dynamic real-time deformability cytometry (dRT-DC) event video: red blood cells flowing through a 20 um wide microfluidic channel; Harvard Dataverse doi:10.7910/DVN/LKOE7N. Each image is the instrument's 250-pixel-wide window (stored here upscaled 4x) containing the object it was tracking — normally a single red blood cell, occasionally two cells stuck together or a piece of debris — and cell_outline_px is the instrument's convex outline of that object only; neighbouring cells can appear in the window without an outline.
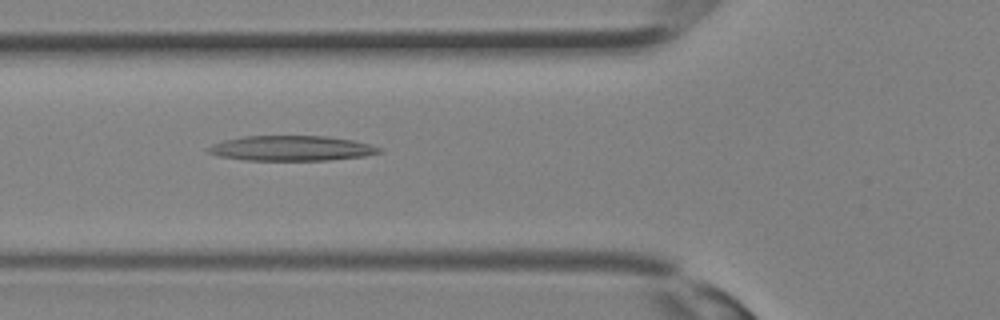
{"species": "Egyptian fruit bat (a non-hibernating species)", "species_latin": "Rousettus aegyptiacus", "temperature_condition": "room temperature", "stored_images_in_passage": 32, "camera_frame_rate_fps": 3000, "um_per_image_px": 0.085, "animal": {"sex": "female"}, "frame": {"image": 1, "passage_image": 12, "time_ms": 3.667, "image_size_px": [1000, 320], "cell_outline_px": [[384, 152], [364, 156], [328, 160], [244, 160], [220, 156], [208, 152], [208, 148], [212, 144], [224, 140], [244, 136], [328, 136], [352, 140], [384, 148]], "centroid_in_image_um": [24.82, 12.6], "position_along_channel_um": 101.0, "area_um2": 24.97}}
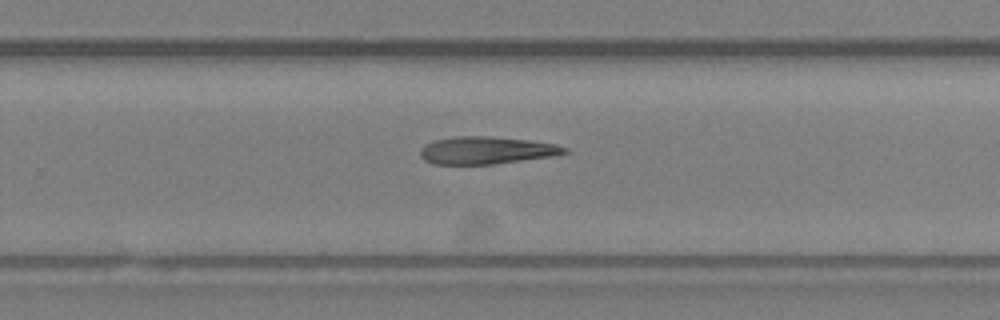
{"frame": {"image": 2, "passage_image": 21, "time_ms": 6.667, "image_size_px": [1000, 320], "cell_outline_px": [[568, 152], [552, 156], [496, 164], [436, 164], [424, 160], [420, 156], [420, 148], [424, 144], [436, 140], [456, 136], [492, 136], [528, 140], [556, 144], [568, 148]], "centroid_in_image_um": [41.33, 12.77], "position_along_channel_um": 288.5, "area_um2": 23.12}}
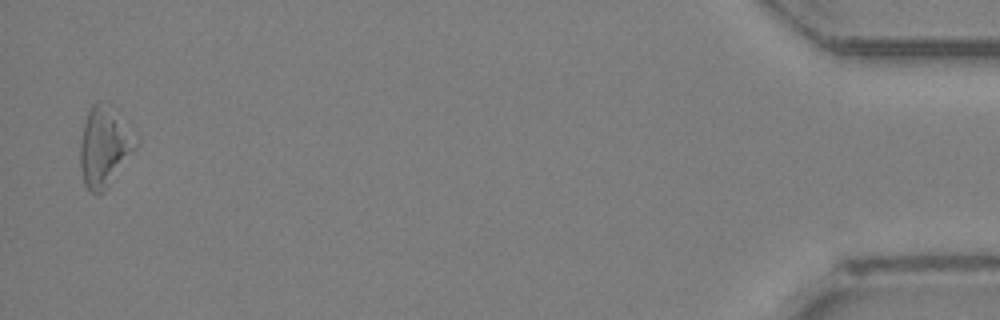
{"frame": {"image": 3, "passage_image": 32, "time_ms": 10.333, "image_size_px": [1000, 320], "cell_outline_px": [[136, 148], [108, 188], [104, 192], [92, 192], [84, 184], [80, 168], [80, 144], [84, 124], [88, 112], [92, 104], [96, 100], [104, 104], [136, 144]], "centroid_in_image_um": [8.77, 12.61], "position_along_channel_um": 426.4, "area_um2": 24.16}}